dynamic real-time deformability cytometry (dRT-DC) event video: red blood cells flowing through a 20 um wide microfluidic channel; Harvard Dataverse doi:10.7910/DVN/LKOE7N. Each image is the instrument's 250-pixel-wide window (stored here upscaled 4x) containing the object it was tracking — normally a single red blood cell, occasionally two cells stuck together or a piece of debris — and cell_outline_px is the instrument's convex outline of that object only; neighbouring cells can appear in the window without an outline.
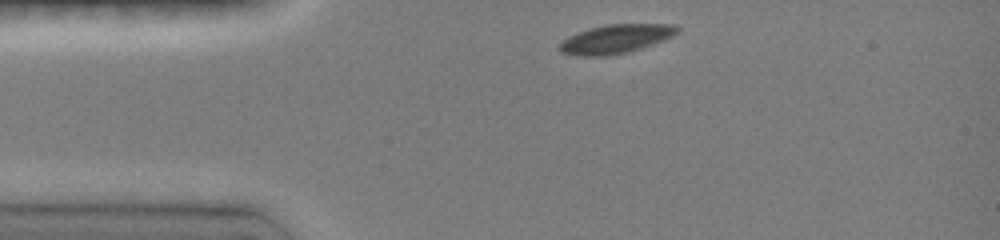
{"species": "common noctule bat (a hibernating species)", "species_latin": "Nyctalus noctula", "temperature_condition": "room temperature", "stored_images_in_passage": 16, "camera_frame_rate_fps": 3000, "um_per_image_px": 0.085, "animal": {"sex": "female", "body_mass_g": 19.0, "forearm_length_mm": 51.5}, "frame": {"image": 1, "passage_image": 1, "time_ms": 0.0, "image_size_px": [1000, 240], "cell_outline_px": [[680, 28], [672, 36], [664, 40], [652, 44], [624, 52], [604, 56], [600, 56], [560, 52], [560, 44], [568, 36], [604, 24], [672, 24]], "centroid_in_image_um": [52.38, 3.28], "position_along_channel_um": 32.6, "area_um2": 19.02}}
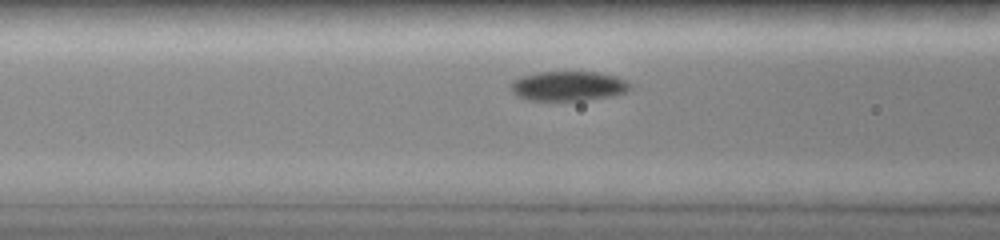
{"frame": {"image": 2, "passage_image": 7, "time_ms": 3.0, "image_size_px": [1000, 240], "cell_outline_px": [[628, 88], [624, 92], [612, 96], [584, 100], [528, 100], [512, 92], [512, 84], [516, 80], [524, 76], [540, 72], [600, 72], [616, 76], [624, 80], [628, 84]], "centroid_in_image_um": [48.32, 7.31], "position_along_channel_um": 118.3, "area_um2": 20.06}}
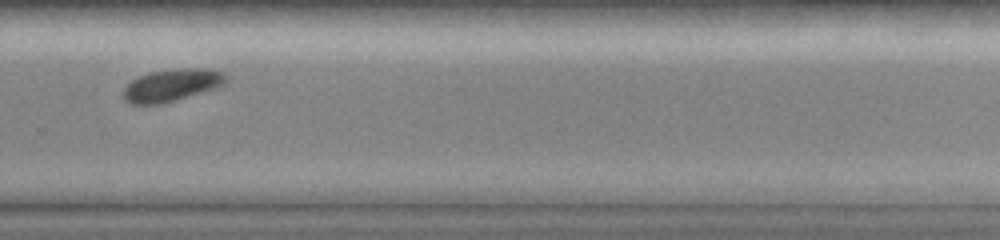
{"frame": {"image": 3, "passage_image": 15, "time_ms": 8.0, "image_size_px": [1000, 240], "cell_outline_px": [[228, 80], [224, 84], [216, 88], [160, 104], [132, 104], [124, 100], [124, 88], [132, 80], [148, 72], [176, 68], [208, 68], [224, 72]], "centroid_in_image_um": [14.63, 7.22], "position_along_channel_um": 315.2, "area_um2": 19.31}}